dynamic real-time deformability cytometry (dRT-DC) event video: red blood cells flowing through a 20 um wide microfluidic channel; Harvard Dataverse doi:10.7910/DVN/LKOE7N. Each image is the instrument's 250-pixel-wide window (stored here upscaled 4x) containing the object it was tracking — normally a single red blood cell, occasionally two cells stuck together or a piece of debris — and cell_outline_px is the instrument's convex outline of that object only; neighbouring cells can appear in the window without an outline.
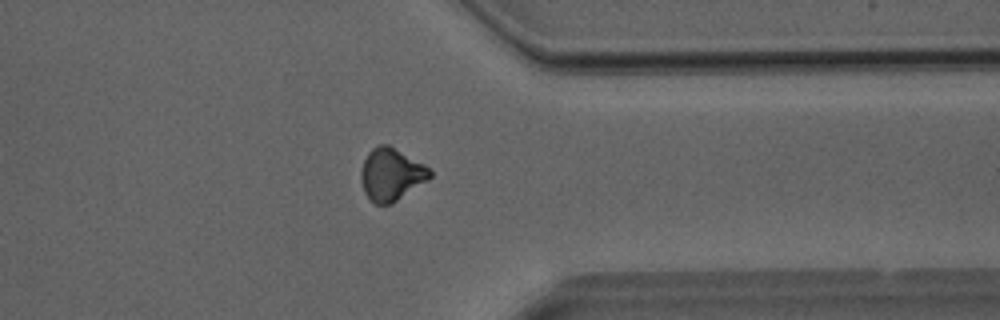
{"species": "Egyptian fruit bat (a non-hibernating species)", "species_latin": "Rousettus aegyptiacus", "temperature_condition": "room temperature", "stored_images_in_passage": 38, "camera_frame_rate_fps": 3000, "um_per_image_px": 0.085, "animal": {"sex": "male"}, "frame": {"image": 1, "passage_image": 30, "time_ms": 9.667, "image_size_px": [1000, 320], "cell_outline_px": [[432, 176], [428, 180], [392, 204], [376, 204], [364, 192], [360, 180], [360, 172], [364, 160], [368, 152], [376, 144], [388, 144], [424, 164], [432, 172]], "centroid_in_image_um": [33.24, 14.82], "position_along_channel_um": 378.2, "area_um2": 21.1}}
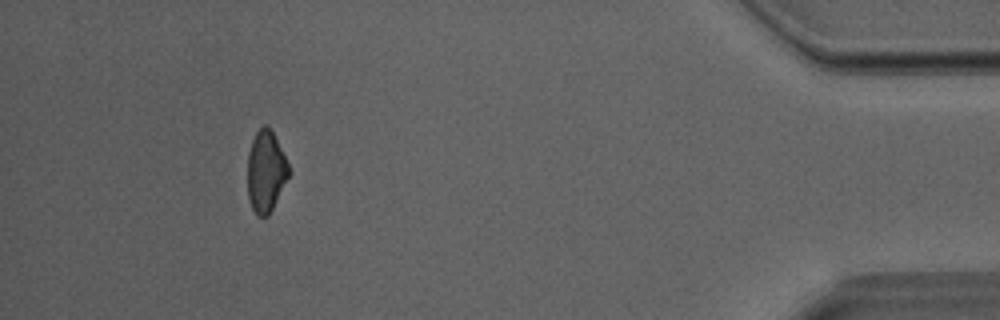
{"frame": {"image": 2, "passage_image": 35, "time_ms": 11.333, "image_size_px": [1000, 320], "cell_outline_px": [[292, 172], [268, 216], [256, 216], [252, 208], [248, 196], [248, 152], [252, 140], [256, 132], [264, 124], [272, 132]], "centroid_in_image_um": [22.6, 14.61], "position_along_channel_um": 412.6, "area_um2": 19.42}}